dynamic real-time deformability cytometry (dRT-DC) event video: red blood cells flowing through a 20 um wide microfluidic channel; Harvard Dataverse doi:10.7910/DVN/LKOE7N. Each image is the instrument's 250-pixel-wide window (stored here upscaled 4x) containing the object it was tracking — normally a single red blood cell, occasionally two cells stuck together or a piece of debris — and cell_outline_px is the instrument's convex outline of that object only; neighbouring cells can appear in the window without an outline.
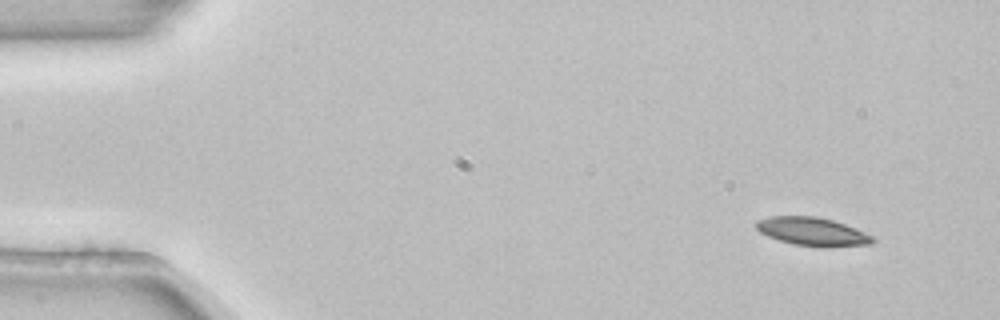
{"species": "common noctule bat (a hibernating species)", "species_latin": "Nyctalus noctula", "temperature_condition": "room temperature", "stored_images_in_passage": 3, "camera_frame_rate_fps": 3000, "um_per_image_px": 0.085, "animal": {"sex": "female", "body_mass_g": 22.7, "forearm_length_mm": 54.2}, "frame": {"image": 1, "passage_image": 1, "time_ms": 0.0, "image_size_px": [1000, 320], "cell_outline_px": [[876, 240], [872, 244], [828, 248], [820, 248], [796, 244], [780, 240], [768, 236], [760, 232], [756, 228], [756, 220], [772, 216], [816, 216], [832, 220], [844, 224], [864, 232], [872, 236]], "centroid_in_image_um": [69.08, 19.7], "position_along_channel_um": 15.9, "area_um2": 19.31}}